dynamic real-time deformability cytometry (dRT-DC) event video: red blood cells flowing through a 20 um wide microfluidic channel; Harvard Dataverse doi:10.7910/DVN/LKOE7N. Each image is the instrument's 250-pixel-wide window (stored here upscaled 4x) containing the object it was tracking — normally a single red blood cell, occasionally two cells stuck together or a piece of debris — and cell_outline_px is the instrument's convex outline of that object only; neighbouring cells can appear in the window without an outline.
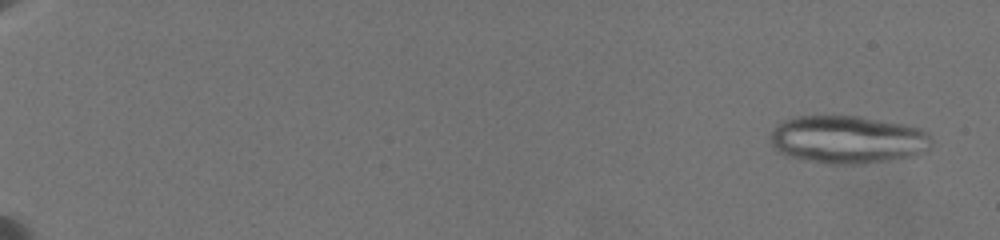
{"species": "common noctule bat (a hibernating species)", "species_latin": "Nyctalus noctula", "temperature_condition": "warm", "stored_images_in_passage": 47, "segment_of_instrument_passage": [1, 2], "camera_frame_rate_fps": 3000, "um_per_image_px": 0.085, "animal": {"sex": "female", "body_mass_g": 19.5, "forearm_length_mm": 54.1}, "frame": {"image": 1, "passage_image": 2, "time_ms": 0.667, "image_size_px": [1000, 240], "cell_outline_px": [[932, 144], [928, 148], [912, 156], [864, 164], [824, 164], [804, 160], [788, 156], [776, 152], [768, 136], [784, 120], [800, 116], [860, 116], [904, 124], [920, 128], [928, 132], [932, 136]], "centroid_in_image_um": [72.04, 11.87], "position_along_channel_um": 13.0, "area_um2": 45.2}}